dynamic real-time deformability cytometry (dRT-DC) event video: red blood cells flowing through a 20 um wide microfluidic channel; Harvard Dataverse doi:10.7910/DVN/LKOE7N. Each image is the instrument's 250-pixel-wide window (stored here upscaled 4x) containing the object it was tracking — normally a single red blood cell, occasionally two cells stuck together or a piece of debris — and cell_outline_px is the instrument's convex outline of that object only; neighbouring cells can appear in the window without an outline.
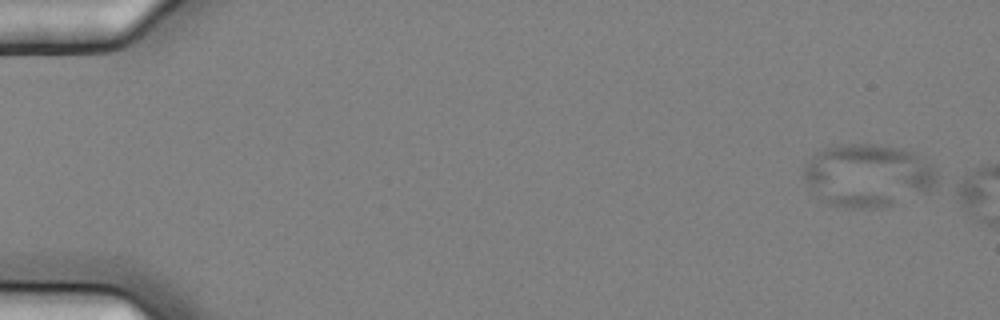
{"species": "common noctule bat (a hibernating species)", "species_latin": "Nyctalus noctula", "temperature_condition": "cold", "stored_images_in_passage": 3, "camera_frame_rate_fps": 3000, "um_per_image_px": 0.085, "animal": {"sex": "female", "body_mass_g": 25.1}, "frame": {"image": 1, "passage_image": 1, "time_ms": 0.0, "image_size_px": [1000, 320], "cell_outline_px": [[936, 184], [928, 192], [892, 204], [876, 208], [852, 208], [828, 204], [820, 200], [816, 196], [804, 180], [804, 168], [812, 156], [816, 152], [832, 144], [872, 144], [900, 148], [924, 156], [932, 164], [936, 172]], "centroid_in_image_um": [73.77, 14.9], "position_along_channel_um": 11.2, "area_um2": 49.13}}